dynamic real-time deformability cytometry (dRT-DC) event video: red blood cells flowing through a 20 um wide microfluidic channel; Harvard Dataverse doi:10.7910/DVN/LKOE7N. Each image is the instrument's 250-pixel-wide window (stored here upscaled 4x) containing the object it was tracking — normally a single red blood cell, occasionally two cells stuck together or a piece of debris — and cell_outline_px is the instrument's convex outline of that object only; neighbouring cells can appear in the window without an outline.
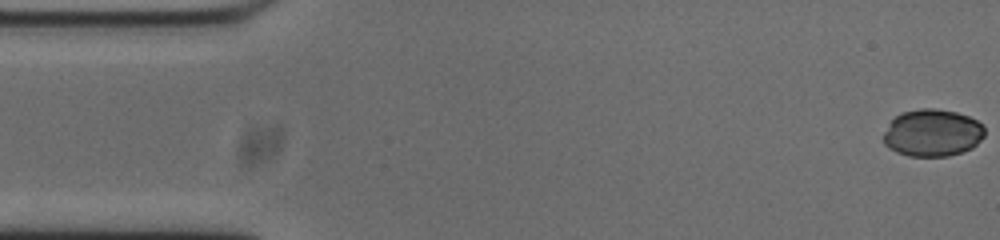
{"species": "common noctule bat (a hibernating species)", "species_latin": "Nyctalus noctula", "temperature_condition": "cold", "stored_images_in_passage": 54, "camera_frame_rate_fps": 3000, "um_per_image_px": 0.085, "animal": {"sex": "male", "body_mass_g": 20.0, "forearm_length_mm": 53.3}, "frame": {"image": 1, "passage_image": 1, "time_ms": 0.0, "image_size_px": [1000, 240], "cell_outline_px": [[984, 136], [972, 148], [948, 156], [908, 156], [896, 152], [888, 148], [884, 144], [884, 132], [892, 120], [900, 112], [920, 108], [936, 108], [956, 112], [968, 116], [984, 124]], "centroid_in_image_um": [79.25, 11.29], "position_along_channel_um": 5.7, "area_um2": 27.98}}
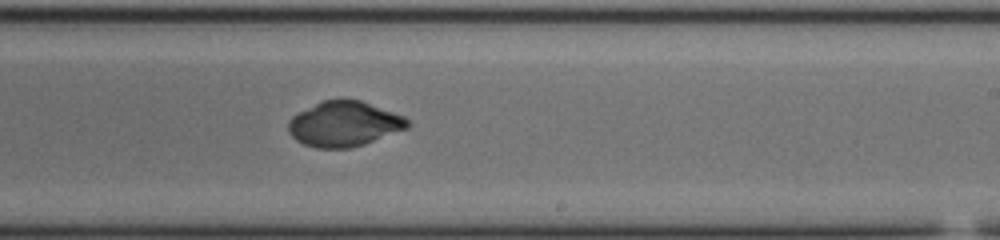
{"frame": {"image": 2, "passage_image": 31, "time_ms": 10.0, "image_size_px": [1000, 240], "cell_outline_px": [[412, 124], [408, 128], [364, 144], [348, 148], [316, 148], [304, 144], [296, 140], [292, 136], [288, 128], [288, 120], [292, 116], [320, 100], [360, 100], [404, 116]], "centroid_in_image_um": [29.25, 10.54], "position_along_channel_um": 259.8, "area_um2": 31.21}}
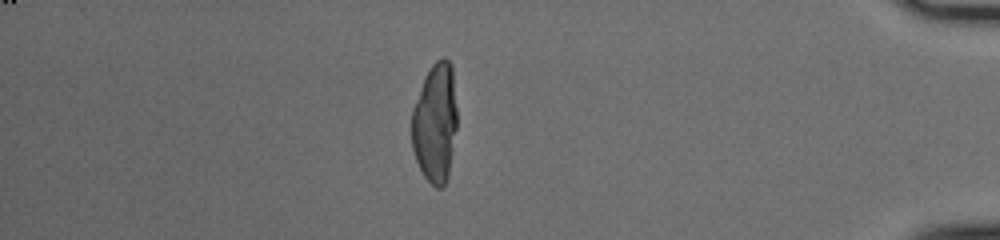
{"frame": {"image": 3, "passage_image": 46, "time_ms": 15.0, "image_size_px": [1000, 240], "cell_outline_px": [[456, 128], [448, 176], [444, 184], [440, 188], [436, 188], [424, 176], [416, 160], [412, 148], [412, 108], [424, 76], [432, 64], [436, 60], [444, 56], [452, 64], [456, 108]], "centroid_in_image_um": [36.98, 10.4], "position_along_channel_um": 398.2, "area_um2": 31.62}}